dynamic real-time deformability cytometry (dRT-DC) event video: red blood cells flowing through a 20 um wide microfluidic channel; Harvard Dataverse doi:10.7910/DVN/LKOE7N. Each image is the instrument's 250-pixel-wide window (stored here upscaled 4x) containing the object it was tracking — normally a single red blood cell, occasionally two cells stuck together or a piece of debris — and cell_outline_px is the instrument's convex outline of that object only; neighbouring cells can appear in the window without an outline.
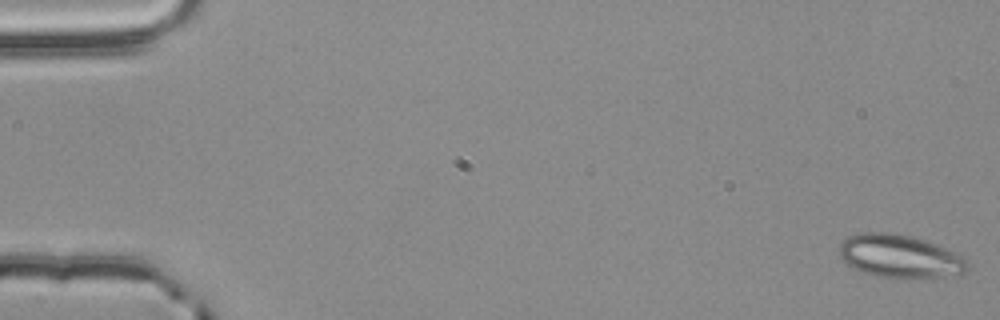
{"species": "common noctule bat (a hibernating species)", "species_latin": "Nyctalus noctula", "temperature_condition": "room temperature", "stored_images_in_passage": 56, "camera_frame_rate_fps": 3000, "um_per_image_px": 0.085, "animal": {"sex": "male", "body_mass_g": 20.4}, "frame": {"image": 1, "passage_image": 1, "time_ms": 0.0, "image_size_px": [1000, 320], "cell_outline_px": [[968, 268], [964, 272], [944, 276], [896, 280], [872, 276], [848, 264], [840, 256], [840, 244], [848, 236], [860, 232], [892, 232], [912, 236], [936, 244], [964, 256], [968, 260]], "centroid_in_image_um": [76.49, 21.79], "position_along_channel_um": 8.5, "area_um2": 32.6}}
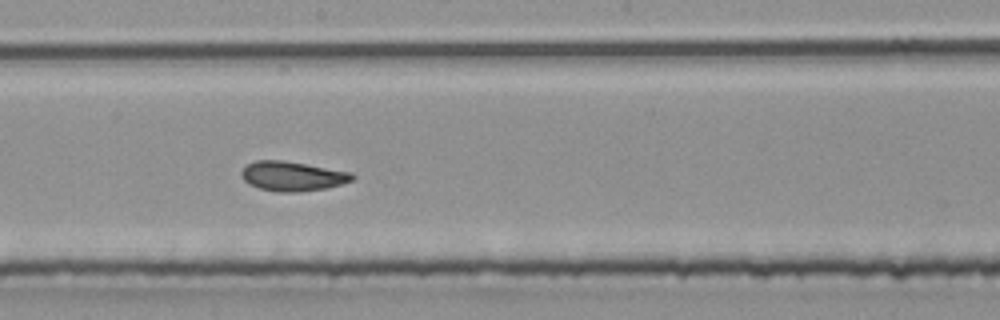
{"frame": {"image": 2, "passage_image": 31, "time_ms": 10.0, "image_size_px": [1000, 320], "cell_outline_px": [[356, 176], [352, 180], [328, 188], [296, 192], [280, 192], [260, 188], [248, 184], [240, 176], [240, 172], [248, 164], [256, 160], [284, 160], [352, 172]], "centroid_in_image_um": [24.85, 14.97], "position_along_channel_um": 223.3, "area_um2": 19.13}}
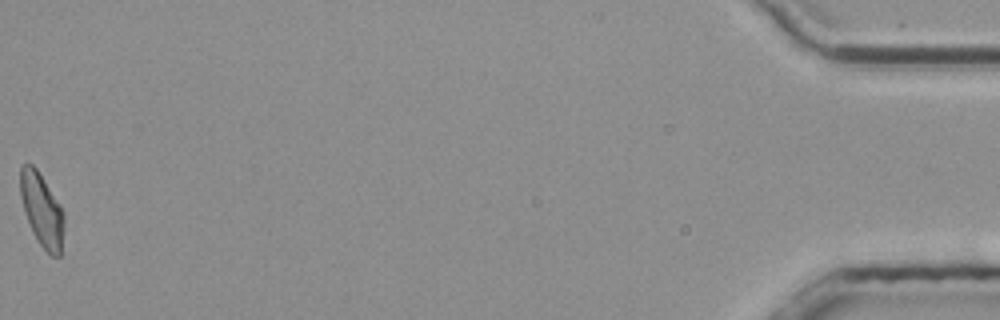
{"frame": {"image": 3, "passage_image": 56, "time_ms": 18.333, "image_size_px": [1000, 320], "cell_outline_px": [[64, 228], [60, 256], [52, 256], [36, 240], [32, 232], [24, 212], [20, 196], [20, 168], [24, 164], [32, 164], [36, 168], [60, 204], [64, 212]], "centroid_in_image_um": [3.55, 17.85], "position_along_channel_um": 431.6, "area_um2": 18.67}, "authors_computed_cell_mechanics": {"area_um2": 18.9006, "velocity_mm_per_s": 3.7746, "shape_relaxation_time_tau1_ms": 8.0455, "shape_relaxation_time_tau2_ms": 3.2091, "deformation_change_tau1": 0.1498, "deformation_change_tau2": 0.0924}}